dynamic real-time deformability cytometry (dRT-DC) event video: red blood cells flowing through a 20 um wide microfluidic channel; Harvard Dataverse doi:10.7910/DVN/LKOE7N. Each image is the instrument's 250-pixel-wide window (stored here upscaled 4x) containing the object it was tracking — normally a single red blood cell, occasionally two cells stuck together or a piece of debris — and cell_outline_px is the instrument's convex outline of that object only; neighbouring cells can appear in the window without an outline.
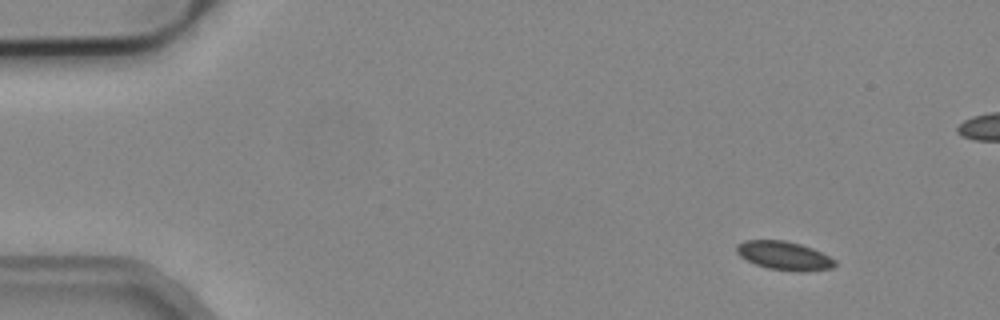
{"species": "common noctule bat (a hibernating species)", "species_latin": "Nyctalus noctula", "temperature_condition": "cold", "stored_images_in_passage": 3, "camera_frame_rate_fps": 3000, "um_per_image_px": 0.085, "animal": {"sex": "male", "body_mass_g": 19.2, "forearm_length_mm": 51.8}, "frame": {"image": 1, "passage_image": 1, "time_ms": 0.0, "image_size_px": [1000, 320], "cell_outline_px": [[836, 264], [832, 268], [768, 268], [756, 264], [740, 256], [736, 252], [736, 244], [744, 240], [784, 240], [800, 244], [812, 248], [836, 260]], "centroid_in_image_um": [66.55, 21.65], "position_along_channel_um": 18.4, "area_um2": 15.37}}